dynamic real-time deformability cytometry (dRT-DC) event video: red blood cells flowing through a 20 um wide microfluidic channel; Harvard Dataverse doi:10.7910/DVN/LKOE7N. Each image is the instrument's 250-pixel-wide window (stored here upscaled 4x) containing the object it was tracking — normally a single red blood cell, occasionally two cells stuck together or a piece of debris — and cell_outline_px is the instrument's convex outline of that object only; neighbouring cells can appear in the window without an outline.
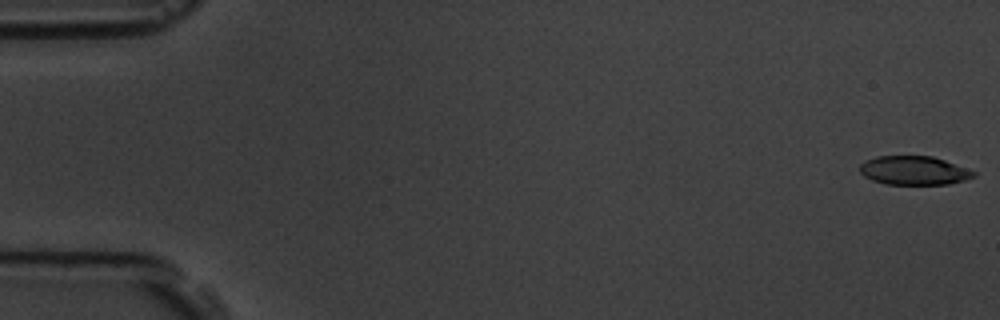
{"species": "common noctule bat (a hibernating species)", "species_latin": "Nyctalus noctula", "temperature_condition": "room temperature", "stored_images_in_passage": 4, "camera_frame_rate_fps": 3000, "um_per_image_px": 0.085, "animal": {"sex": "male", "body_mass_g": 19.5, "forearm_length_mm": 54.6}, "frame": {"image": 1, "passage_image": 1, "time_ms": 0.0, "image_size_px": [1000, 320], "cell_outline_px": [[976, 176], [964, 180], [948, 184], [884, 184], [872, 180], [864, 176], [860, 172], [860, 164], [864, 160], [876, 156], [932, 156], [944, 160], [976, 172]], "centroid_in_image_um": [77.65, 14.49], "position_along_channel_um": 7.4, "area_um2": 19.07}}